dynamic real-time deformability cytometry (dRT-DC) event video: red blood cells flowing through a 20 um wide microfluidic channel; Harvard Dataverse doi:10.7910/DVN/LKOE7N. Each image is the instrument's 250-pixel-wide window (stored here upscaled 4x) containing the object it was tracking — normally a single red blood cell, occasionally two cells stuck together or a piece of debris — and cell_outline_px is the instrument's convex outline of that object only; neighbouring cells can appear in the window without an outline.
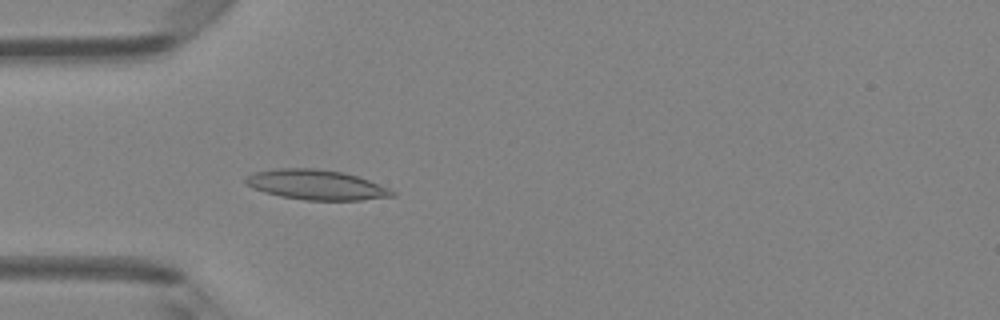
{"species": "Egyptian fruit bat (a non-hibernating species)", "species_latin": "Rousettus aegyptiacus", "temperature_condition": "room temperature", "stored_images_in_passage": 5, "camera_frame_rate_fps": 3000, "um_per_image_px": 0.085, "animal": {"sex": "female"}, "frame": {"image": 1, "passage_image": 5, "time_ms": 1.333, "image_size_px": [1000, 320], "cell_outline_px": [[396, 196], [360, 200], [304, 200], [280, 196], [264, 192], [252, 188], [244, 184], [244, 180], [248, 176], [256, 172], [276, 168], [316, 168], [344, 172], [368, 180], [388, 188], [396, 192]], "centroid_in_image_um": [26.87, 15.71], "position_along_channel_um": 58.1, "area_um2": 25.61}}